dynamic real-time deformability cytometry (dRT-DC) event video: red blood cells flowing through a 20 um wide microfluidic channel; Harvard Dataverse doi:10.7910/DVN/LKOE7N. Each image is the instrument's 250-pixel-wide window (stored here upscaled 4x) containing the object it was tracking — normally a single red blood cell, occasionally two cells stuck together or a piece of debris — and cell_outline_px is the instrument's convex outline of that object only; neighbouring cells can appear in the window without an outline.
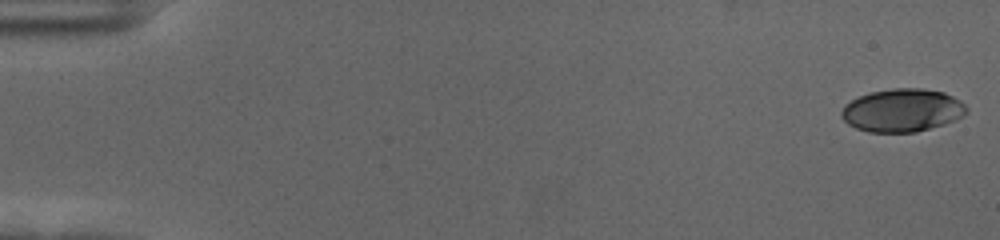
{"species": "human", "species_latin": "Homo sapiens", "temperature_condition": "cold", "stored_images_in_passage": 57, "camera_frame_rate_fps": 3000, "um_per_image_px": 0.085, "donor": {"sex": "female"}, "frame": {"image": 1, "passage_image": 1, "time_ms": 0.0, "image_size_px": [1000, 240], "cell_outline_px": [[968, 112], [964, 116], [956, 120], [944, 124], [916, 132], [868, 132], [856, 128], [848, 124], [840, 116], [840, 112], [844, 104], [860, 96], [872, 92], [892, 88], [920, 88], [944, 92], [960, 100], [968, 108]], "centroid_in_image_um": [76.7, 9.38], "position_along_channel_um": 8.3, "area_um2": 31.5}}
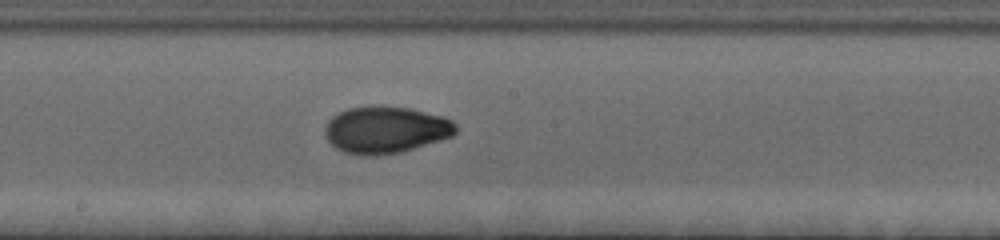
{"frame": {"image": 2, "passage_image": 32, "time_ms": 10.333, "image_size_px": [1000, 240], "cell_outline_px": [[456, 132], [452, 136], [404, 152], [376, 156], [364, 156], [344, 152], [336, 148], [328, 140], [324, 128], [328, 120], [332, 116], [348, 108], [412, 108], [444, 116], [452, 120], [456, 124]], "centroid_in_image_um": [32.81, 11.07], "position_along_channel_um": 215.4, "area_um2": 35.49}}
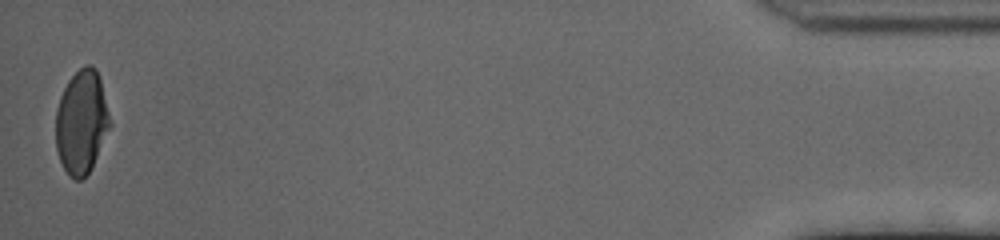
{"frame": {"image": 3, "passage_image": 57, "time_ms": 18.667, "image_size_px": [1000, 240], "cell_outline_px": [[112, 124], [88, 172], [80, 180], [76, 180], [68, 176], [60, 160], [56, 148], [56, 108], [60, 96], [68, 80], [84, 64], [92, 64], [96, 68], [100, 80]], "centroid_in_image_um": [6.92, 10.34], "position_along_channel_um": 428.3, "area_um2": 32.54}, "authors_computed_cell_mechanics": {"area_um2": 33.3506, "velocity_mm_per_s": 3.5618, "shape_relaxation_time_tau1_ms": 4.3974, "shape_relaxation_time_tau2_ms": 1.1976, "deformation_change_tau1": 0.1685, "deformation_change_tau2": 0.0446}}